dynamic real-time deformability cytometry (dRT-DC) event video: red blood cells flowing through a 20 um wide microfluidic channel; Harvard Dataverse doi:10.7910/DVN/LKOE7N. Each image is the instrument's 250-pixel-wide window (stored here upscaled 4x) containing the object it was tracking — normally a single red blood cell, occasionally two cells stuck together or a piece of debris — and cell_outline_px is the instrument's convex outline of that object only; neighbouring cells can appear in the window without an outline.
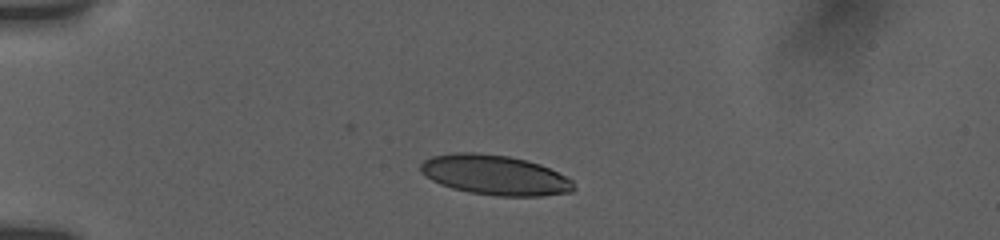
{"species": "human", "species_latin": "Homo sapiens", "temperature_condition": "room temperature", "stored_images_in_passage": 36, "camera_frame_rate_fps": 3000, "um_per_image_px": 0.085, "donor": {"sex": "female"}, "frame": {"image": 1, "passage_image": 4, "time_ms": 2.667, "image_size_px": [1000, 240], "cell_outline_px": [[576, 188], [572, 192], [540, 196], [500, 196], [468, 192], [452, 188], [440, 184], [424, 176], [420, 172], [420, 164], [424, 160], [432, 156], [456, 152], [476, 152], [508, 156], [540, 164], [572, 180]], "centroid_in_image_um": [42.03, 14.88], "position_along_channel_um": 43.0, "area_um2": 35.6}}
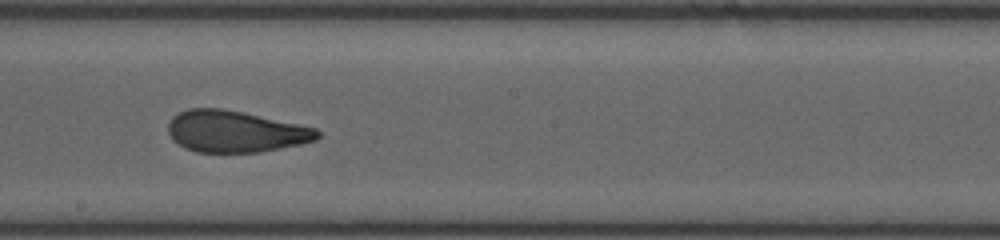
{"frame": {"image": 2, "passage_image": 21, "time_ms": 8.667, "image_size_px": [1000, 240], "cell_outline_px": [[320, 136], [316, 140], [300, 144], [260, 152], [196, 152], [184, 148], [172, 140], [168, 132], [168, 124], [172, 116], [188, 108], [224, 108], [244, 112], [316, 128], [320, 132]], "centroid_in_image_um": [19.98, 11.17], "position_along_channel_um": 228.2, "area_um2": 36.3}}
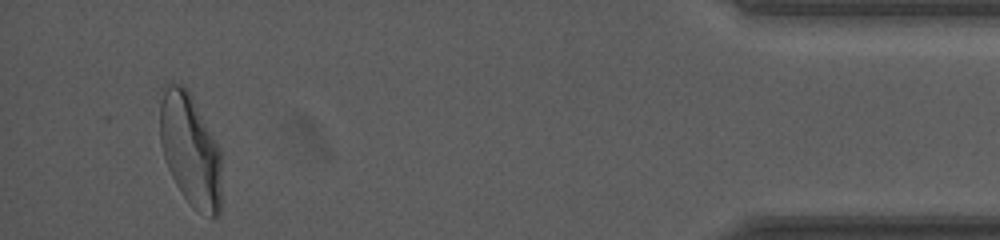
{"frame": {"image": 3, "passage_image": 36, "time_ms": 15.333, "image_size_px": [1000, 240], "cell_outline_px": [[220, 216], [212, 220], [192, 208], [180, 192], [168, 168], [160, 144], [160, 104], [164, 88], [168, 84], [184, 84], [220, 148]], "centroid_in_image_um": [16.18, 12.82], "position_along_channel_um": 419.0, "area_um2": 40.34}, "authors_computed_cell_mechanics": {"area_um2": 37.0209, "velocity_mm_per_s": 3.7656, "shape_relaxation_time_tau1_ms": 9.1291, "shape_relaxation_time_tau2_ms": 1.1691, "deformation_change_tau1": 0.2672, "deformation_change_tau2": 0.0768}}